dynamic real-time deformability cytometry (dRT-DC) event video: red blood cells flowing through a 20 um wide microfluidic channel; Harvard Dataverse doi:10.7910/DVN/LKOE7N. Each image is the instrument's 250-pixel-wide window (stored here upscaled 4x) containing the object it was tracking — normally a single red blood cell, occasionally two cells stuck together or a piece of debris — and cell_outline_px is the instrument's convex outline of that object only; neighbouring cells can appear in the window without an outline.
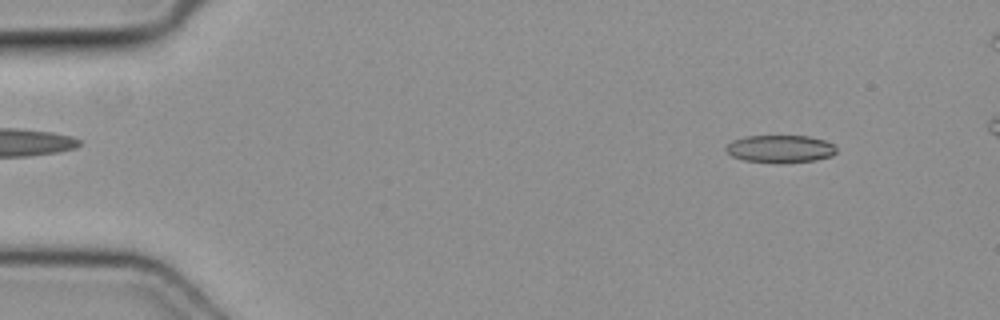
{"species": "common noctule bat (a hibernating species)", "species_latin": "Nyctalus noctula", "temperature_condition": "cold", "stored_images_in_passage": 47, "camera_frame_rate_fps": 3000, "um_per_image_px": 0.085, "animal": {"sex": "female", "body_mass_g": 19.3, "forearm_length_mm": 54.1}, "frame": {"image": 1, "passage_image": 5, "time_ms": 1.333, "image_size_px": [1000, 320], "cell_outline_px": [[836, 152], [832, 156], [816, 160], [780, 164], [776, 164], [744, 160], [732, 156], [724, 148], [732, 140], [744, 136], [808, 136], [824, 140], [832, 144], [836, 148]], "centroid_in_image_um": [66.31, 12.67], "position_along_channel_um": 18.7, "area_um2": 17.98}}
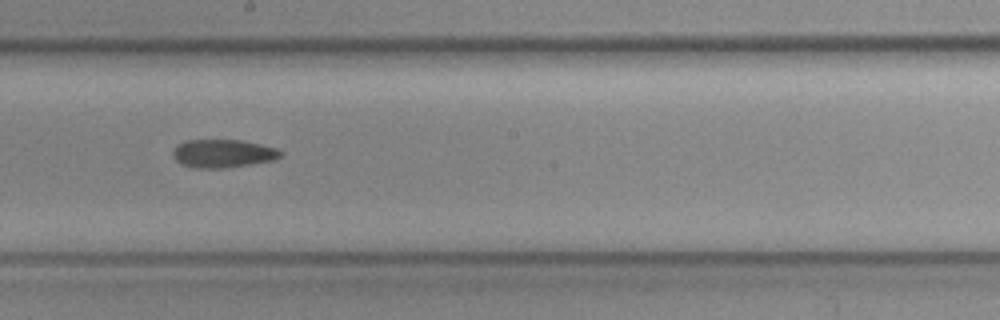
{"frame": {"image": 2, "passage_image": 27, "time_ms": 8.667, "image_size_px": [1000, 320], "cell_outline_px": [[284, 152], [280, 156], [272, 160], [224, 168], [196, 168], [180, 164], [172, 156], [172, 152], [184, 140], [240, 140], [260, 144], [276, 148]], "centroid_in_image_um": [18.93, 13.04], "position_along_channel_um": 229.3, "area_um2": 17.51}}
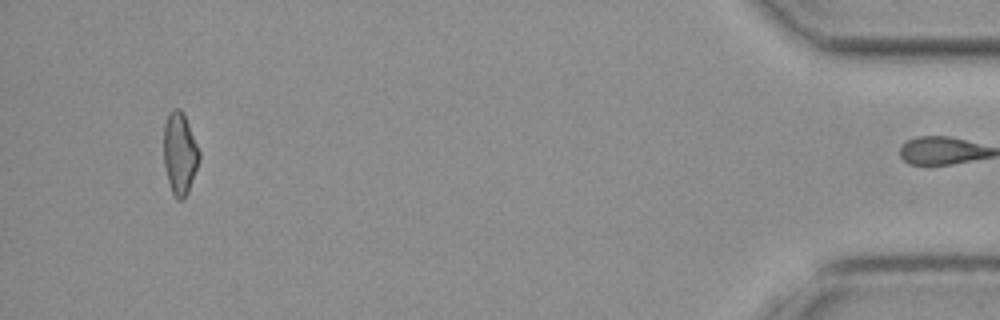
{"frame": {"image": 3, "passage_image": 46, "time_ms": 15.0, "image_size_px": [1000, 320], "cell_outline_px": [[200, 160], [188, 192], [184, 200], [176, 200], [172, 192], [168, 180], [164, 164], [164, 124], [168, 112], [172, 108], [180, 108], [188, 124], [200, 152]], "centroid_in_image_um": [15.28, 13.05], "position_along_channel_um": 419.9, "area_um2": 16.99}}